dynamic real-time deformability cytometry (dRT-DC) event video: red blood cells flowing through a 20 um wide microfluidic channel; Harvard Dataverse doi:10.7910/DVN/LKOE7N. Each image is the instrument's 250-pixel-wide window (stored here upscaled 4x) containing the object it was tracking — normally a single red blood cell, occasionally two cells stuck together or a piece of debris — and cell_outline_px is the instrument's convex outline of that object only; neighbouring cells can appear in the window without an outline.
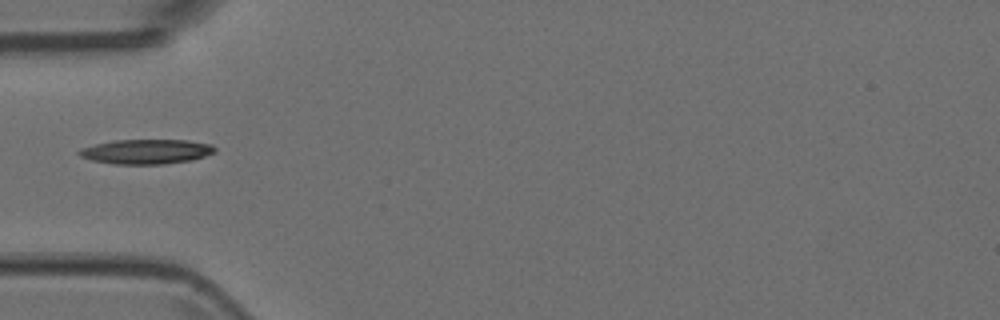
{"species": "Egyptian fruit bat (a non-hibernating species)", "species_latin": "Rousettus aegyptiacus", "temperature_condition": "room temperature", "stored_images_in_passage": 1, "camera_frame_rate_fps": 3000, "um_per_image_px": 0.085, "animal": {"sex": "female"}, "frame": {"image": 1, "passage_image": 1, "time_ms": 0.0, "image_size_px": [1000, 320], "cell_outline_px": [[216, 152], [192, 160], [164, 164], [116, 164], [92, 160], [80, 156], [76, 152], [80, 148], [96, 144], [116, 140], [188, 140], [212, 144], [216, 148]], "centroid_in_image_um": [12.45, 12.88], "position_along_channel_um": 72.5, "area_um2": 19.54}}